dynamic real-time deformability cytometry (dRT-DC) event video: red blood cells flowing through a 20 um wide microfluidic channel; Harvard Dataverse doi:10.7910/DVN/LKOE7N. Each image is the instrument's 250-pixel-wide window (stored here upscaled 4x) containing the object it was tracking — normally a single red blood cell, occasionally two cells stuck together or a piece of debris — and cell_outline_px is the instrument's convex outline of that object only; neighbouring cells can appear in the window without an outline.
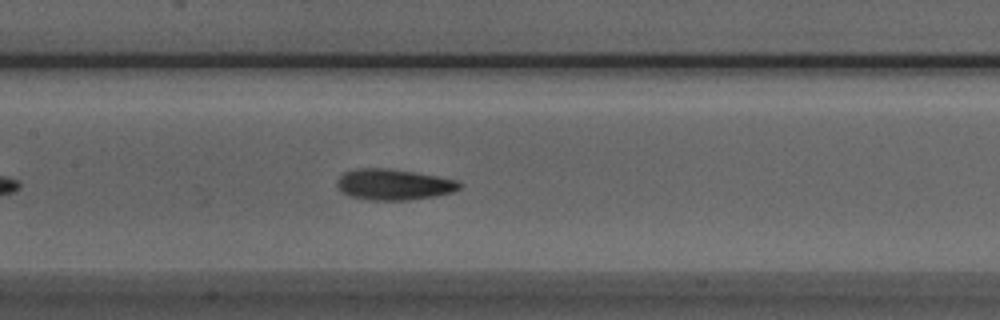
{"species": "Egyptian fruit bat (a non-hibernating species)", "species_latin": "Rousettus aegyptiacus", "temperature_condition": "room temperature", "stored_images_in_passage": 27, "camera_frame_rate_fps": 3000, "um_per_image_px": 0.085, "animal": {"sex": "male"}, "frame": {"image": 1, "passage_image": 13, "time_ms": 4.0, "image_size_px": [1000, 320], "cell_outline_px": [[464, 184], [460, 188], [452, 192], [436, 196], [408, 200], [368, 200], [348, 196], [336, 184], [336, 180], [344, 172], [356, 168], [384, 168], [412, 172], [436, 176], [456, 180]], "centroid_in_image_um": [33.45, 15.69], "position_along_channel_um": 173.9, "area_um2": 22.02}}
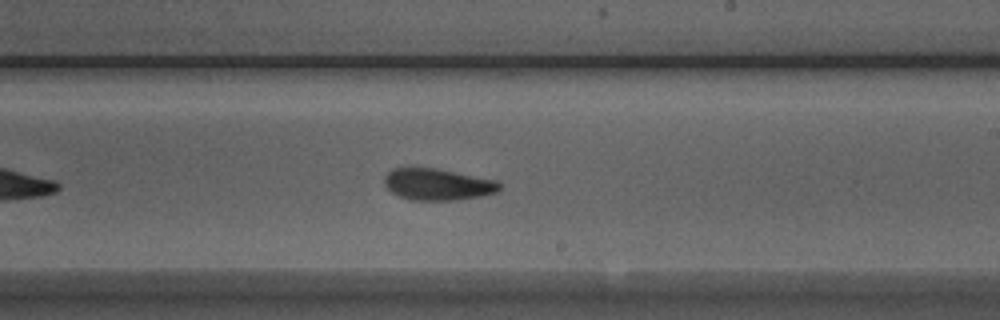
{"frame": {"image": 2, "passage_image": 19, "time_ms": 6.0, "image_size_px": [1000, 320], "cell_outline_px": [[500, 188], [496, 192], [480, 196], [460, 200], [408, 200], [392, 192], [384, 184], [384, 176], [392, 168], [432, 168], [496, 180], [500, 184]], "centroid_in_image_um": [37.17, 15.68], "position_along_channel_um": 251.8, "area_um2": 20.98}}
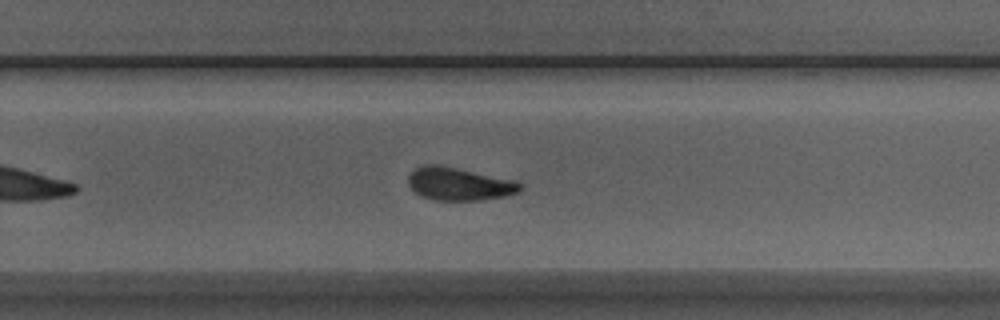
{"frame": {"image": 3, "passage_image": 22, "time_ms": 7.0, "image_size_px": [1000, 320], "cell_outline_px": [[520, 192], [504, 196], [480, 200], [436, 200], [420, 196], [408, 184], [408, 176], [416, 168], [424, 164], [436, 164], [516, 180], [520, 184]], "centroid_in_image_um": [39.01, 15.63], "position_along_channel_um": 290.8, "area_um2": 21.27}}